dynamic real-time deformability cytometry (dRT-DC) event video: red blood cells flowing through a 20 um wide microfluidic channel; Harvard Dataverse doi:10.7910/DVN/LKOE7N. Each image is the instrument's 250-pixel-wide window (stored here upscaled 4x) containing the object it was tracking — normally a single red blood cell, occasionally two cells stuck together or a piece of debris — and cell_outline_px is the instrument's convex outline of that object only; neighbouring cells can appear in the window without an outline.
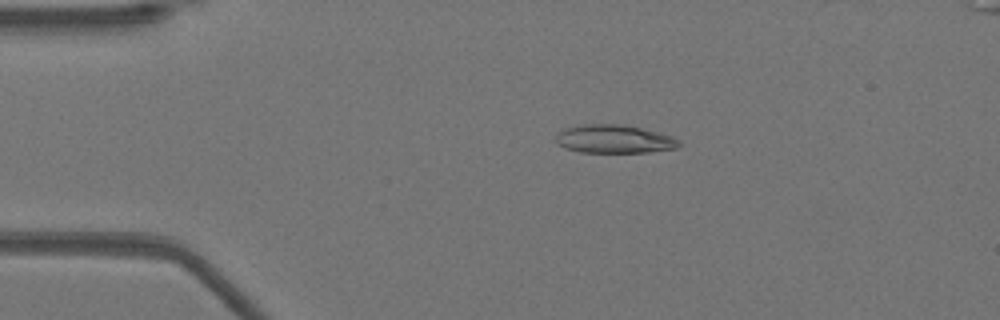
{"species": "Egyptian fruit bat (a non-hibernating species)", "species_latin": "Rousettus aegyptiacus", "temperature_condition": "warm", "stored_images_in_passage": 48, "camera_frame_rate_fps": 3000, "um_per_image_px": 0.085, "animal": {"sex": "female"}, "frame": {"image": 1, "passage_image": 7, "time_ms": 2.0, "image_size_px": [1000, 320], "cell_outline_px": [[680, 144], [676, 148], [648, 152], [580, 152], [564, 148], [556, 144], [556, 136], [564, 128], [584, 124], [620, 124], [640, 128], [672, 136], [680, 140]], "centroid_in_image_um": [52.17, 11.82], "position_along_channel_um": 32.8, "area_um2": 20.23}}
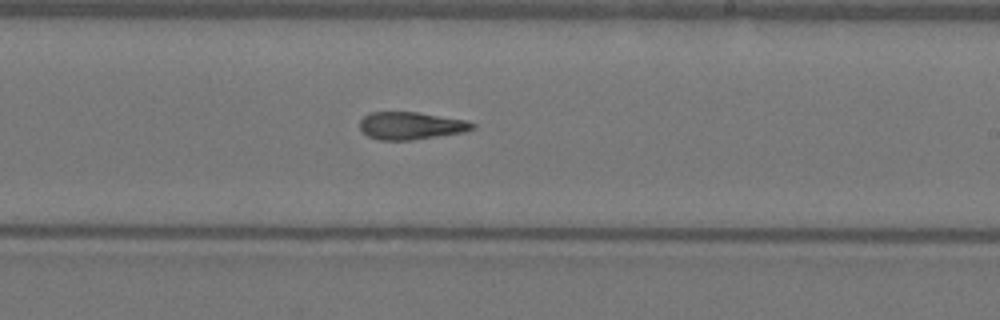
{"frame": {"image": 2, "passage_image": 27, "time_ms": 8.667, "image_size_px": [1000, 320], "cell_outline_px": [[476, 128], [464, 132], [412, 140], [380, 140], [368, 136], [360, 128], [360, 120], [368, 112], [416, 112], [468, 120], [476, 124]], "centroid_in_image_um": [34.95, 10.68], "position_along_channel_um": 254.0, "area_um2": 18.15}}
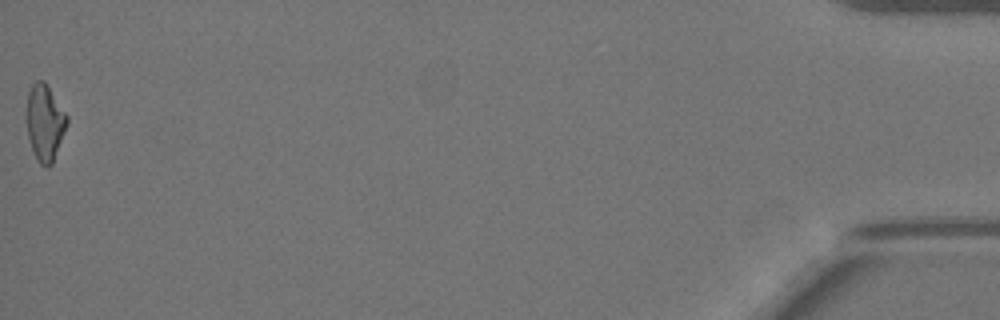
{"frame": {"image": 3, "passage_image": 48, "time_ms": 15.667, "image_size_px": [1000, 320], "cell_outline_px": [[68, 124], [52, 164], [48, 168], [44, 168], [36, 160], [28, 136], [28, 92], [32, 84], [36, 80], [44, 80], [68, 116]], "centroid_in_image_um": [3.84, 10.45], "position_along_channel_um": 431.4, "area_um2": 17.8}, "authors_computed_cell_mechanics": {"area_um2": 18.8139, "velocity_mm_per_s": 3.9649, "shape_relaxation_time_tau1_ms": null, "shape_relaxation_time_tau2_ms": 4.5909, "deformation_change_tau1": null, "deformation_change_tau2": 0.1606}}